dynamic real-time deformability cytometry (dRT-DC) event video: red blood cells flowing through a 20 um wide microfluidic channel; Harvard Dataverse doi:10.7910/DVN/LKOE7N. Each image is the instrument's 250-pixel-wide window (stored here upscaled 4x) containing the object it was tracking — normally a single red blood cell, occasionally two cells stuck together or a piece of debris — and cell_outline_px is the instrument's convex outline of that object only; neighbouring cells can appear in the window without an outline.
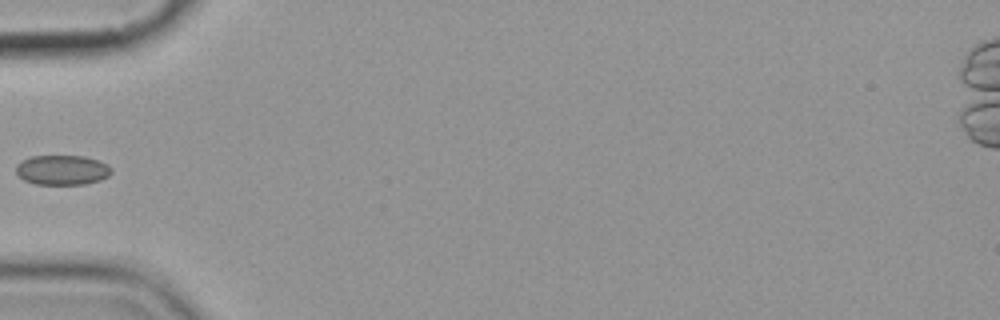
{"species": "common noctule bat (a hibernating species)", "species_latin": "Nyctalus noctula", "temperature_condition": "cold", "stored_images_in_passage": 5, "camera_frame_rate_fps": 3000, "um_per_image_px": 0.085, "animal": {"sex": "female", "body_mass_g": 19.9}, "frame": {"image": 1, "passage_image": 4, "time_ms": 3.667, "image_size_px": [1000, 320], "cell_outline_px": [[112, 172], [108, 176], [100, 180], [84, 184], [36, 184], [24, 180], [16, 172], [16, 164], [32, 156], [84, 156], [108, 164], [112, 168]], "centroid_in_image_um": [5.31, 14.45], "position_along_channel_um": 79.7, "area_um2": 16.47}}
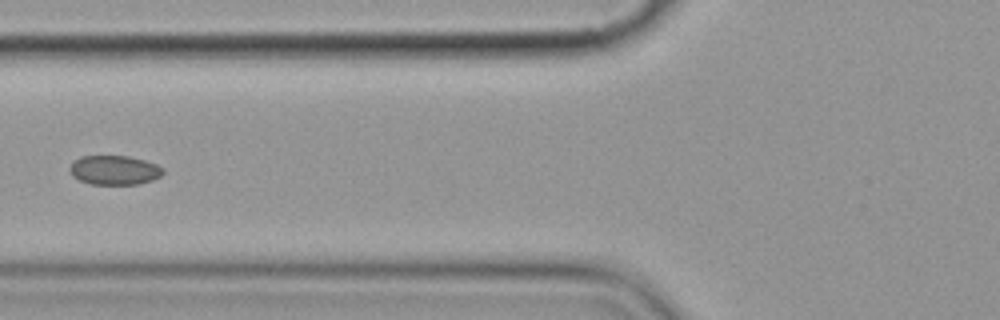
{"frame": {"image": 2, "passage_image": 5, "time_ms": 4.667, "image_size_px": [1000, 320], "cell_outline_px": [[164, 172], [160, 176], [152, 180], [140, 184], [92, 184], [80, 180], [72, 176], [68, 168], [80, 156], [128, 156], [144, 160], [156, 164], [164, 168]], "centroid_in_image_um": [9.74, 14.46], "position_along_channel_um": 116.1, "area_um2": 15.9}}